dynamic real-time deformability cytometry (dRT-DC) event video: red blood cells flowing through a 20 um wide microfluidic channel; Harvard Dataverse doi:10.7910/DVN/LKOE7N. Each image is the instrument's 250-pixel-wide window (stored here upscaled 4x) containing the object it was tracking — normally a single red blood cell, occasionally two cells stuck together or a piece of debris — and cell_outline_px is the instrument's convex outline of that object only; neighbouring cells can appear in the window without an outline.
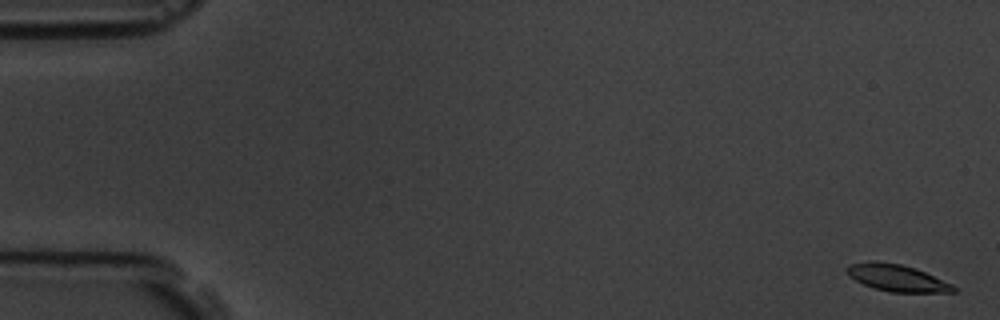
{"species": "common noctule bat (a hibernating species)", "species_latin": "Nyctalus noctula", "temperature_condition": "room temperature", "stored_images_in_passage": 5, "camera_frame_rate_fps": 3000, "um_per_image_px": 0.085, "animal": {"sex": "male", "body_mass_g": 19.5, "forearm_length_mm": 54.6}, "frame": {"image": 1, "passage_image": 1, "time_ms": 0.0, "image_size_px": [1000, 320], "cell_outline_px": [[956, 292], [892, 292], [872, 288], [848, 276], [844, 268], [848, 264], [872, 260], [900, 264], [916, 268], [952, 284], [956, 288]], "centroid_in_image_um": [76.19, 23.61], "position_along_channel_um": 8.8, "area_um2": 16.76}}
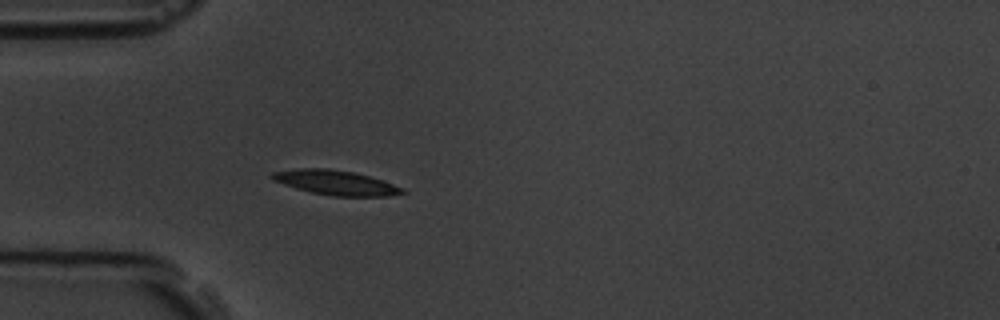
{"frame": {"image": 2, "passage_image": 5, "time_ms": 5.333, "image_size_px": [1000, 320], "cell_outline_px": [[408, 192], [388, 196], [332, 196], [312, 192], [296, 188], [272, 180], [268, 176], [272, 172], [300, 168], [328, 168], [352, 172], [368, 176], [404, 188]], "centroid_in_image_um": [28.51, 15.52], "position_along_channel_um": 56.5, "area_um2": 18.55}}